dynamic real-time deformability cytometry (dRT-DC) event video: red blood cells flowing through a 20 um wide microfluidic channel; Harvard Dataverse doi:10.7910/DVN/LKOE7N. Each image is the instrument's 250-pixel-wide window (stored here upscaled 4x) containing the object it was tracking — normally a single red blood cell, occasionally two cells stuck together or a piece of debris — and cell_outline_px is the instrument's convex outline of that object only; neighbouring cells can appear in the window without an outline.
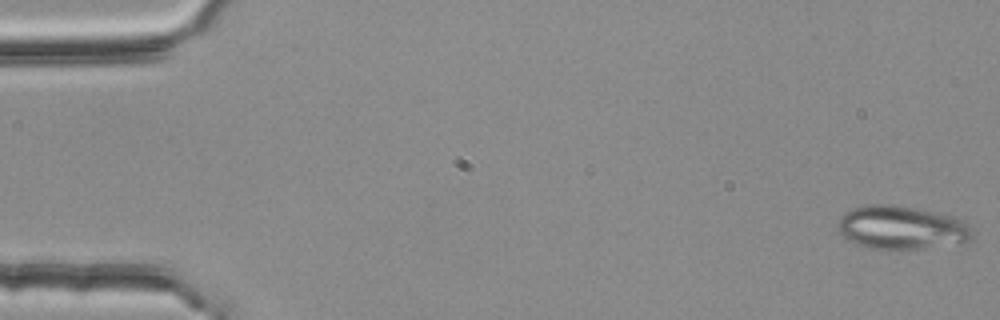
{"species": "common noctule bat (a hibernating species)", "species_latin": "Nyctalus noctula", "temperature_condition": "room temperature", "stored_images_in_passage": 54, "camera_frame_rate_fps": 3000, "um_per_image_px": 0.085, "animal": {"sex": "female", "body_mass_g": 25.1}, "frame": {"image": 1, "passage_image": 1, "time_ms": 0.0, "image_size_px": [1000, 320], "cell_outline_px": [[972, 236], [968, 240], [900, 252], [868, 248], [856, 244], [848, 240], [836, 232], [840, 216], [844, 212], [852, 208], [868, 204], [892, 204], [952, 216], [964, 220], [968, 224], [972, 232]], "centroid_in_image_um": [76.52, 19.37], "position_along_channel_um": 8.5, "area_um2": 34.39}}
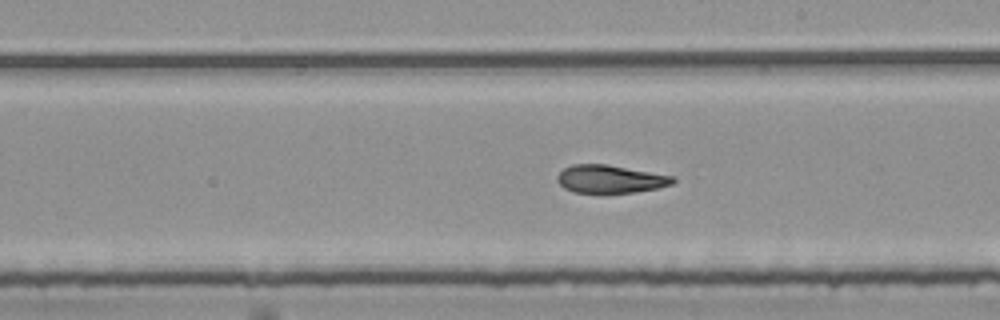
{"frame": {"image": 2, "passage_image": 31, "time_ms": 10.0, "image_size_px": [1000, 320], "cell_outline_px": [[676, 180], [672, 184], [660, 188], [636, 192], [604, 196], [600, 196], [572, 192], [564, 188], [556, 180], [556, 176], [564, 168], [572, 164], [608, 164], [672, 176]], "centroid_in_image_um": [51.83, 15.27], "position_along_channel_um": 237.2, "area_um2": 19.77}}
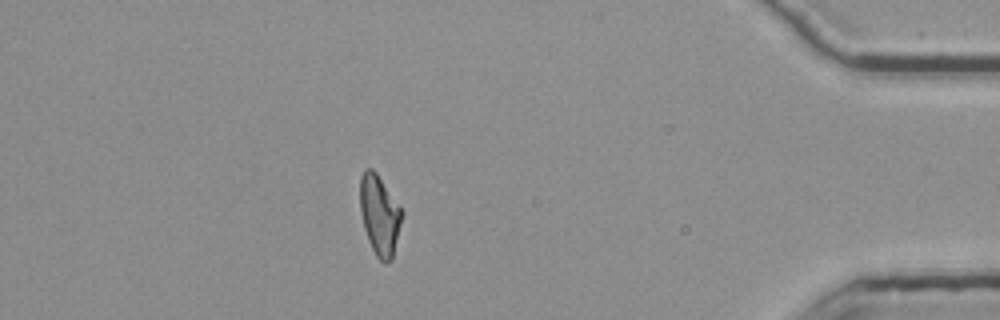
{"frame": {"image": 3, "passage_image": 48, "time_ms": 15.667, "image_size_px": [1000, 320], "cell_outline_px": [[404, 212], [392, 260], [388, 264], [384, 264], [376, 256], [368, 240], [364, 228], [360, 212], [360, 176], [364, 168], [372, 168], [376, 172]], "centroid_in_image_um": [32.26, 18.29], "position_along_channel_um": 402.9, "area_um2": 19.71}, "authors_computed_cell_mechanics": {"area_um2": 19.941, "velocity_mm_per_s": 3.7736, "shape_relaxation_time_tau1_ms": null, "shape_relaxation_time_tau2_ms": 3.4537, "deformation_change_tau1": null, "deformation_change_tau2": 0.1049}}